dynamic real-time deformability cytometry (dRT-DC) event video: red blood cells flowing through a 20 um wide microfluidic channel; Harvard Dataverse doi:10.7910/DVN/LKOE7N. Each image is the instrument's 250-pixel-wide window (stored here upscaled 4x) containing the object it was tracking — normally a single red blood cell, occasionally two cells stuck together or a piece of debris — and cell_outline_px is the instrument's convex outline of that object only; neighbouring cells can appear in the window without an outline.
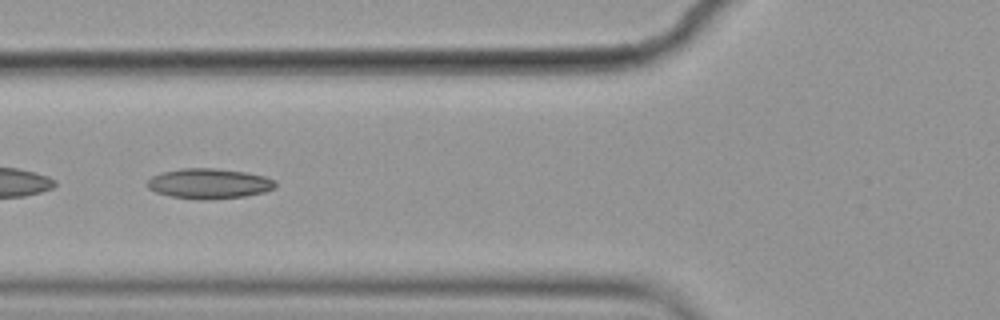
{"species": "common noctule bat (a hibernating species)", "species_latin": "Nyctalus noctula", "temperature_condition": "cold", "stored_images_in_passage": 7, "camera_frame_rate_fps": 3000, "um_per_image_px": 0.085, "animal": {"sex": "female", "body_mass_g": 19.9}, "frame": {"image": 1, "passage_image": 6, "time_ms": 1.667, "image_size_px": [1000, 320], "cell_outline_px": [[276, 188], [264, 192], [244, 196], [212, 200], [196, 200], [172, 196], [156, 192], [148, 188], [148, 180], [152, 176], [164, 172], [180, 168], [216, 168], [248, 172], [264, 176], [276, 180]], "centroid_in_image_um": [17.81, 15.61], "position_along_channel_um": 108.0, "area_um2": 22.72}}
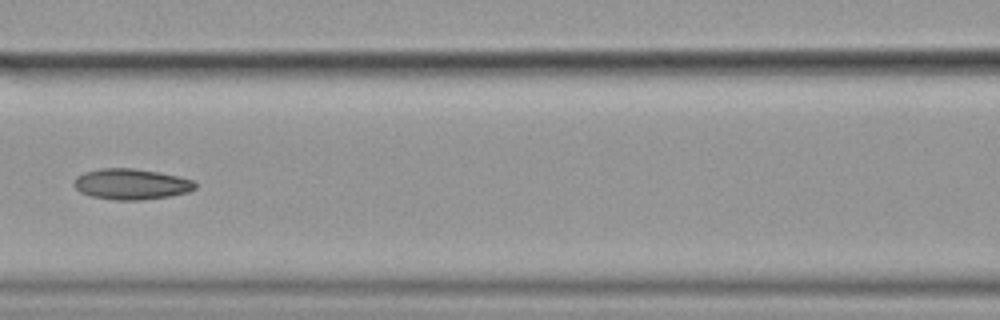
{"frame": {"image": 2, "passage_image": 7, "time_ms": 2.0, "image_size_px": [1000, 320], "cell_outline_px": [[196, 188], [188, 192], [168, 196], [144, 200], [112, 200], [88, 196], [80, 192], [72, 184], [72, 180], [76, 176], [84, 172], [104, 168], [132, 168], [156, 172], [176, 176], [192, 180], [196, 184]], "centroid_in_image_um": [11.09, 15.66], "position_along_channel_um": 155.5, "area_um2": 21.79}}